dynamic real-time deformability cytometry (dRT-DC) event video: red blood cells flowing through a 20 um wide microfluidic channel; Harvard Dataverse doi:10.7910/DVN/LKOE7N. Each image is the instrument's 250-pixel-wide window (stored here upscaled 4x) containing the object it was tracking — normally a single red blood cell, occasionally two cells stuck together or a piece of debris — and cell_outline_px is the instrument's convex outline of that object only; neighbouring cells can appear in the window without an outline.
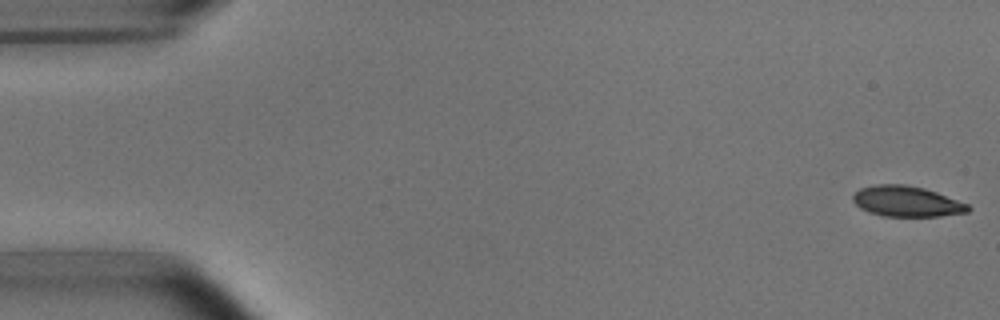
{"species": "common noctule bat (a hibernating species)", "species_latin": "Nyctalus noctula", "temperature_condition": "room temperature", "stored_images_in_passage": 6, "camera_frame_rate_fps": 3000, "um_per_image_px": 0.085, "animal": {"sex": "male", "body_mass_g": 15.6}, "frame": {"image": 1, "passage_image": 1, "time_ms": 0.0, "image_size_px": [1000, 320], "cell_outline_px": [[972, 208], [968, 212], [940, 216], [884, 216], [868, 212], [860, 208], [852, 200], [852, 196], [860, 188], [876, 184], [904, 184], [924, 188], [936, 192], [968, 204]], "centroid_in_image_um": [77.06, 17.12], "position_along_channel_um": 7.9, "area_um2": 20.52}}
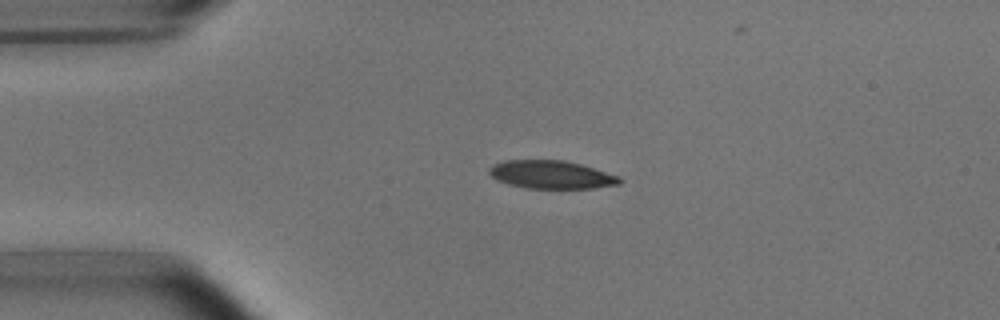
{"frame": {"image": 2, "passage_image": 4, "time_ms": 3.667, "image_size_px": [1000, 320], "cell_outline_px": [[624, 180], [620, 184], [592, 188], [528, 188], [508, 184], [496, 180], [488, 172], [488, 168], [492, 164], [504, 160], [564, 160], [580, 164], [620, 176]], "centroid_in_image_um": [46.85, 14.84], "position_along_channel_um": 38.2, "area_um2": 21.44}}